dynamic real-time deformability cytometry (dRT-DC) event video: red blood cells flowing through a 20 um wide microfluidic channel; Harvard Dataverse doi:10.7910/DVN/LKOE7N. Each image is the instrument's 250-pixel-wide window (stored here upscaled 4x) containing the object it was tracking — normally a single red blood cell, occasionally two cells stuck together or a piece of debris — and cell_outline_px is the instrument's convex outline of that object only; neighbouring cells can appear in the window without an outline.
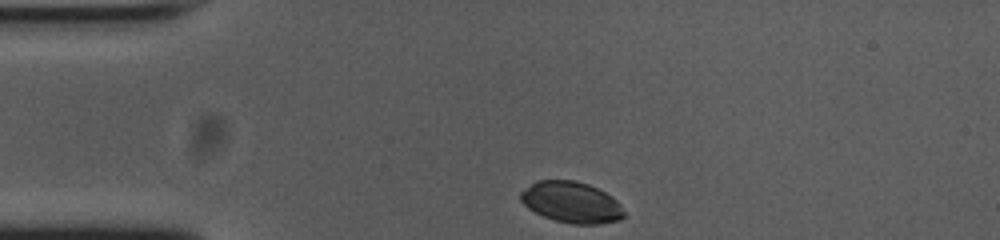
{"species": "common noctule bat (a hibernating species)", "species_latin": "Nyctalus noctula", "temperature_condition": "cold", "stored_images_in_passage": 34, "camera_frame_rate_fps": 3000, "um_per_image_px": 0.085, "animal": {"sex": "female", "body_mass_g": 23.0, "forearm_length_mm": 53.4}, "frame": {"image": 1, "passage_image": 1, "time_ms": 0.0, "image_size_px": [1000, 240], "cell_outline_px": [[624, 216], [620, 220], [600, 224], [572, 224], [556, 220], [544, 216], [528, 208], [520, 200], [520, 192], [536, 180], [576, 180], [588, 184], [612, 196], [620, 204], [624, 212]], "centroid_in_image_um": [48.57, 17.19], "position_along_channel_um": 36.4, "area_um2": 24.74}}
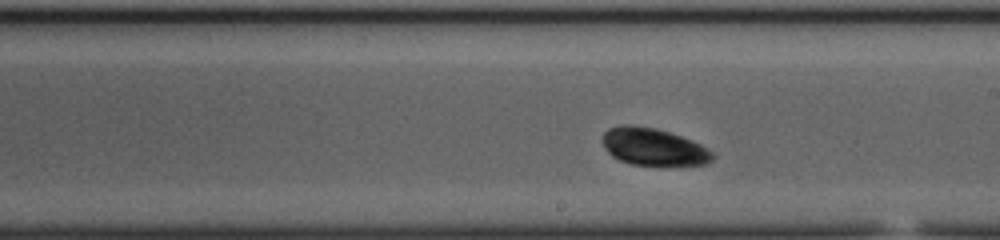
{"frame": {"image": 2, "passage_image": 20, "time_ms": 6.333, "image_size_px": [1000, 240], "cell_outline_px": [[716, 156], [712, 160], [704, 164], [632, 164], [620, 160], [612, 156], [608, 152], [604, 144], [604, 132], [608, 128], [624, 124], [628, 124], [656, 128], [692, 140], [700, 144], [712, 152]], "centroid_in_image_um": [55.54, 12.46], "position_along_channel_um": 233.5, "area_um2": 23.41}}
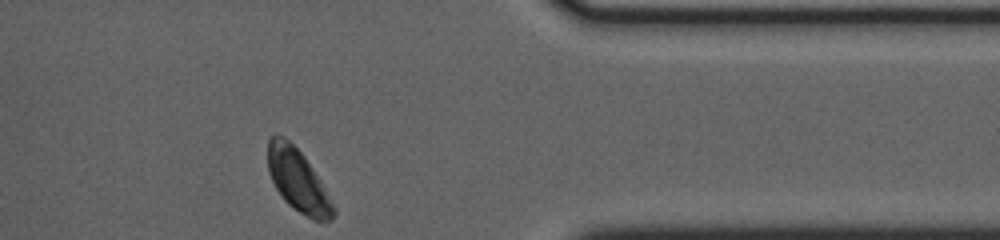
{"frame": {"image": 3, "passage_image": 34, "time_ms": 11.0, "image_size_px": [1000, 240], "cell_outline_px": [[336, 212], [332, 220], [312, 220], [288, 204], [284, 200], [276, 188], [268, 172], [268, 140], [276, 132], [284, 136], [304, 156], [320, 180], [336, 208]], "centroid_in_image_um": [25.32, 15.33], "position_along_channel_um": 386.1, "area_um2": 23.7}}